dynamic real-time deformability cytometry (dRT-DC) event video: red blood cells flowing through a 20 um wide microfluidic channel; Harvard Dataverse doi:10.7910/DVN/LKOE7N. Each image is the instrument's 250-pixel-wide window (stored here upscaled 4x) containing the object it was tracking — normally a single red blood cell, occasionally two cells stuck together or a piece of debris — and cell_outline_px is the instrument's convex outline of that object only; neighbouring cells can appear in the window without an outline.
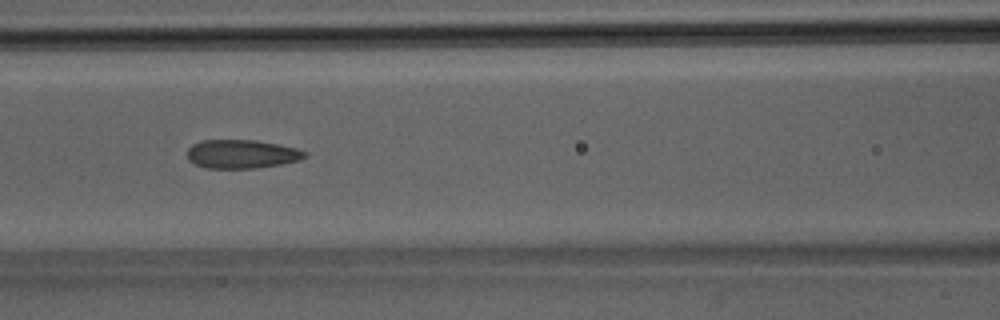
{"species": "Egyptian fruit bat (a non-hibernating species)", "species_latin": "Rousettus aegyptiacus", "temperature_condition": "room temperature", "stored_images_in_passage": 40, "camera_frame_rate_fps": 3000, "um_per_image_px": 0.085, "animal": {"sex": "male"}, "frame": {"image": 1, "passage_image": 18, "time_ms": 5.667, "image_size_px": [1000, 320], "cell_outline_px": [[308, 156], [300, 160], [280, 164], [256, 168], [208, 168], [196, 164], [188, 160], [188, 148], [192, 144], [200, 140], [256, 140], [296, 148], [308, 152]], "centroid_in_image_um": [20.56, 13.09], "position_along_channel_um": 146.0, "area_um2": 19.65}}
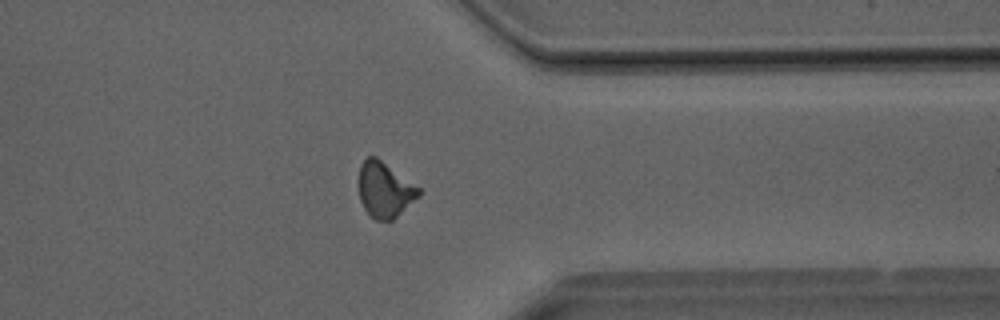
{"frame": {"image": 2, "passage_image": 32, "time_ms": 10.333, "image_size_px": [1000, 320], "cell_outline_px": [[420, 196], [392, 220], [376, 220], [364, 208], [360, 200], [360, 164], [368, 156], [376, 156], [420, 188]], "centroid_in_image_um": [32.71, 16.12], "position_along_channel_um": 378.7, "area_um2": 19.02}}
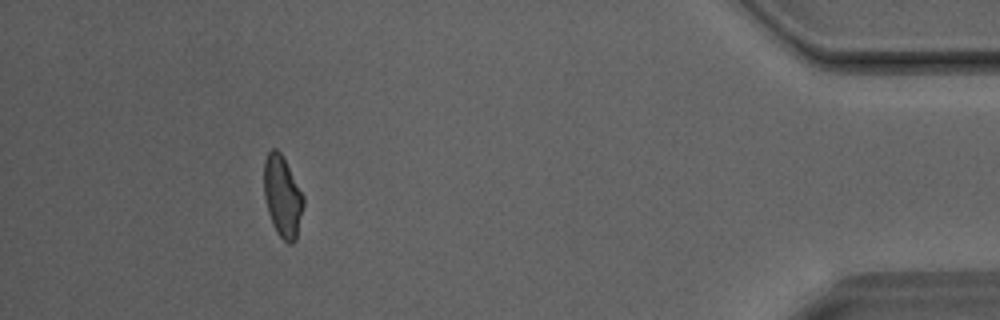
{"frame": {"image": 3, "passage_image": 37, "time_ms": 12.0, "image_size_px": [1000, 320], "cell_outline_px": [[304, 204], [296, 240], [292, 244], [288, 244], [276, 232], [272, 224], [268, 212], [264, 196], [264, 160], [268, 152], [272, 148], [276, 148], [280, 152], [304, 196]], "centroid_in_image_um": [24.0, 16.72], "position_along_channel_um": 411.2, "area_um2": 18.67}}